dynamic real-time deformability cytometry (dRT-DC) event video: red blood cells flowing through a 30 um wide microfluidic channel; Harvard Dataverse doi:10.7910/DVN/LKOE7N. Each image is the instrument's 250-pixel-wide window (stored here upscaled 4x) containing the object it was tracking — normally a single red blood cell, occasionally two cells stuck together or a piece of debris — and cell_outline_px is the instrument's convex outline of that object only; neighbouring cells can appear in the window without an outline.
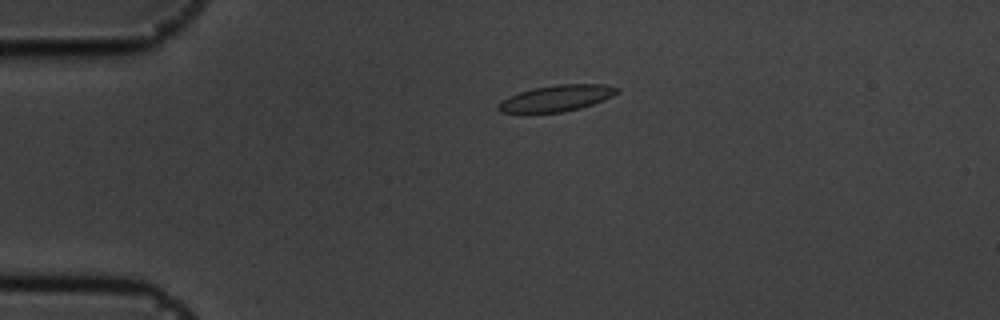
{"species": "common noctule bat (a hibernating species)", "species_latin": "Nyctalus noctula", "temperature_condition": "cold", "stored_images_in_passage": 48, "camera_frame_rate_fps": 3000, "um_per_image_px": 0.085, "animal": {"sex": "male", "body_mass_g": 19.5, "forearm_length_mm": 54.6}, "frame": {"image": 1, "passage_image": 4, "time_ms": 1.0, "image_size_px": [1000, 320], "cell_outline_px": [[620, 92], [612, 96], [592, 104], [580, 108], [564, 112], [524, 116], [500, 112], [496, 108], [496, 104], [500, 100], [508, 96], [532, 88], [556, 84], [604, 84], [620, 88]], "centroid_in_image_um": [47.18, 8.4], "position_along_channel_um": 37.8, "area_um2": 19.13}}
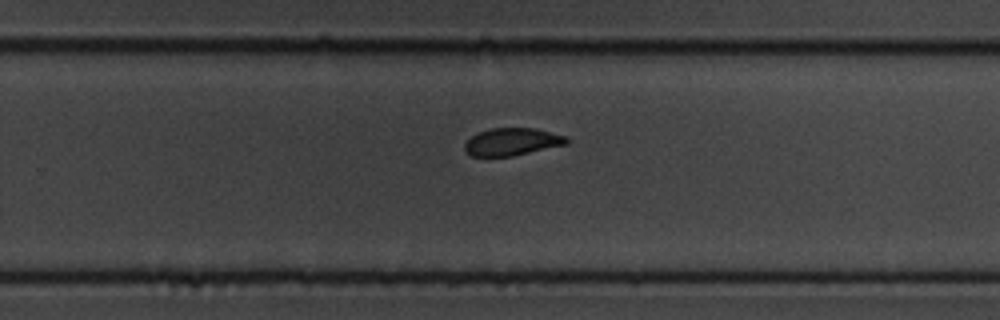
{"frame": {"image": 2, "passage_image": 28, "time_ms": 9.0, "image_size_px": [1000, 320], "cell_outline_px": [[568, 144], [512, 156], [472, 156], [464, 148], [464, 144], [472, 136], [488, 128], [536, 128], [568, 136]], "centroid_in_image_um": [43.57, 12.04], "position_along_channel_um": 286.2, "area_um2": 16.3}}
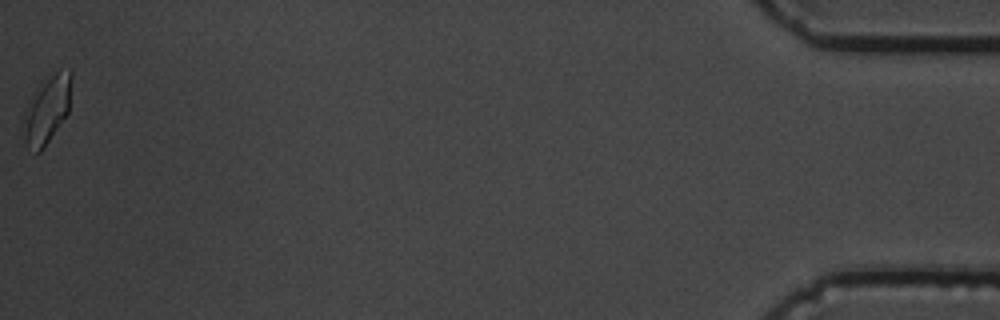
{"frame": {"image": 3, "passage_image": 48, "time_ms": 15.667, "image_size_px": [1000, 320], "cell_outline_px": [[72, 80], [68, 112], [40, 152], [36, 152], [24, 140], [24, 108], [40, 80], [44, 76], [60, 68], [72, 72]], "centroid_in_image_um": [4.0, 9.18], "position_along_channel_um": 431.2, "area_um2": 19.02}, "authors_computed_cell_mechanics": {"area_um2": 17.3978, "velocity_mm_per_s": 3.5619, "shape_relaxation_time_tau1_ms": 4.449, "shape_relaxation_time_tau2_ms": 2.1914, "deformation_change_tau1": 0.1258, "deformation_change_tau2": 0.0593}}